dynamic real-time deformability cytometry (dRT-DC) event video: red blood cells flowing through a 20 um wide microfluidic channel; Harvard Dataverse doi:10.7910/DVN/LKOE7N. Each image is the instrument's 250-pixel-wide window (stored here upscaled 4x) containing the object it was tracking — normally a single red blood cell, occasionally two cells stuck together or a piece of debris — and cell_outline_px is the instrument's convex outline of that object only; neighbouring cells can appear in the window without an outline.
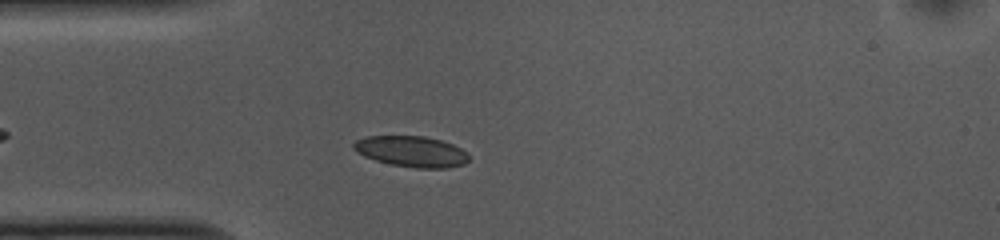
{"species": "common noctule bat (a hibernating species)", "species_latin": "Nyctalus noctula", "temperature_condition": "cold", "stored_images_in_passage": 37, "camera_frame_rate_fps": 3000, "um_per_image_px": 0.085, "animal": {"sex": "female", "body_mass_g": 10.0, "forearm_length_mm": 53.1}, "frame": {"image": 1, "passage_image": 7, "time_ms": 2.0, "image_size_px": [1000, 240], "cell_outline_px": [[468, 160], [464, 164], [448, 168], [416, 168], [392, 164], [376, 160], [364, 156], [356, 152], [352, 148], [352, 144], [356, 140], [364, 136], [424, 136], [440, 140], [452, 144], [468, 152]], "centroid_in_image_um": [34.96, 12.87], "position_along_channel_um": 50.0, "area_um2": 20.75}}
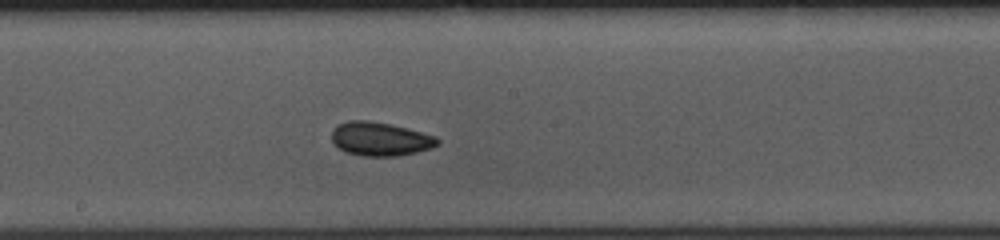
{"frame": {"image": 2, "passage_image": 21, "time_ms": 6.667, "image_size_px": [1000, 240], "cell_outline_px": [[440, 144], [432, 148], [416, 152], [396, 156], [364, 156], [344, 152], [332, 140], [332, 128], [336, 124], [348, 120], [368, 120], [392, 124], [436, 136], [440, 140]], "centroid_in_image_um": [32.31, 11.8], "position_along_channel_um": 215.9, "area_um2": 20.98}}
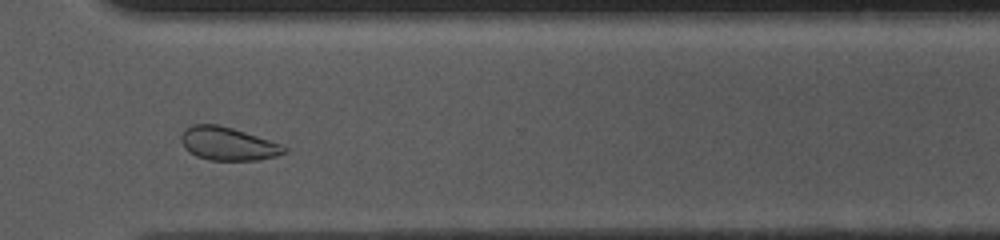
{"frame": {"image": 3, "passage_image": 32, "time_ms": 10.333, "image_size_px": [1000, 240], "cell_outline_px": [[288, 152], [276, 156], [256, 160], [208, 160], [196, 156], [184, 148], [180, 140], [180, 136], [192, 124], [216, 124], [232, 128], [284, 144], [288, 148]], "centroid_in_image_um": [19.41, 12.22], "position_along_channel_um": 351.2, "area_um2": 20.06}, "authors_computed_cell_mechanics": {"area_um2": 20.3456, "velocity_mm_per_s": 3.6907, "shape_relaxation_time_tau1_ms": 2.1711, "shape_relaxation_time_tau2_ms": 2.2478, "deformation_change_tau1": 0.0593, "deformation_change_tau2": 0.0611}}